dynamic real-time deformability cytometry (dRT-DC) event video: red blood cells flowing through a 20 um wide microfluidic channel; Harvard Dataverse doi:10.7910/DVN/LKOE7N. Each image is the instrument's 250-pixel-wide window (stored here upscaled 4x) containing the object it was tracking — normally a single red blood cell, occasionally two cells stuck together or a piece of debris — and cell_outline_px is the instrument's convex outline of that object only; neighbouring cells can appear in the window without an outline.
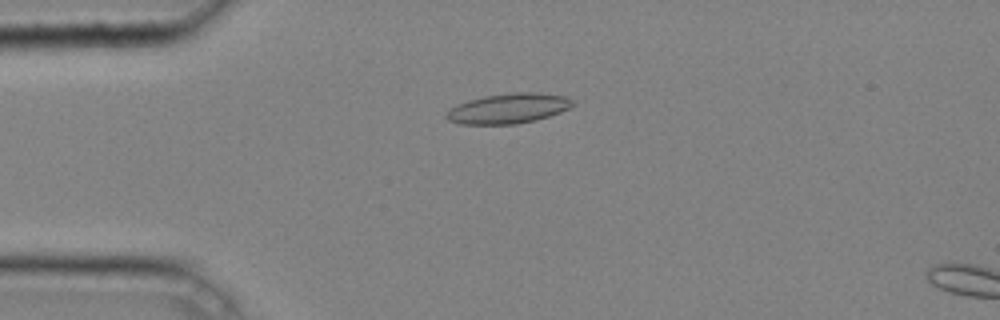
{"species": "common noctule bat (a hibernating species)", "species_latin": "Nyctalus noctula", "temperature_condition": "cold", "stored_images_in_passage": 3, "camera_frame_rate_fps": 3000, "um_per_image_px": 0.085, "animal": {"sex": "male", "body_mass_g": 20.4}, "frame": {"image": 1, "passage_image": 1, "time_ms": 0.0, "image_size_px": [1000, 320], "cell_outline_px": [[576, 104], [560, 112], [536, 120], [516, 124], [460, 124], [448, 120], [444, 116], [456, 104], [468, 100], [484, 96], [512, 92], [540, 92], [564, 96], [572, 100]], "centroid_in_image_um": [43.21, 9.21], "position_along_channel_um": 41.8, "area_um2": 22.14}}